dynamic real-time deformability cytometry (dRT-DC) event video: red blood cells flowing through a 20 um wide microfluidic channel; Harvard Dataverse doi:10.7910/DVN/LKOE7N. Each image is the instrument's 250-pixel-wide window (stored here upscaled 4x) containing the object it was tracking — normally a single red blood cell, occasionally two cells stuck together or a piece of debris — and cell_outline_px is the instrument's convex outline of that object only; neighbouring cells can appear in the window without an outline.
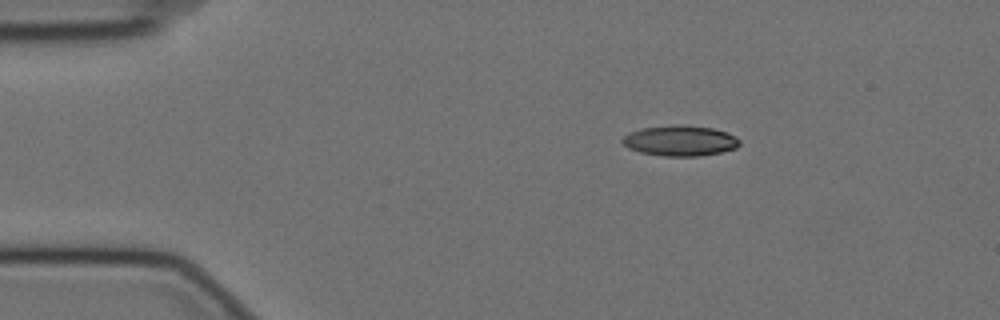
{"species": "Egyptian fruit bat (a non-hibernating species)", "species_latin": "Rousettus aegyptiacus", "temperature_condition": "cold", "stored_images_in_passage": 49, "camera_frame_rate_fps": 3000, "um_per_image_px": 0.085, "animal": {"sex": "female"}, "frame": {"image": 1, "passage_image": 1, "time_ms": 0.0, "image_size_px": [1000, 320], "cell_outline_px": [[740, 144], [736, 148], [720, 152], [700, 156], [664, 156], [640, 152], [628, 148], [620, 140], [628, 132], [640, 128], [676, 124], [688, 124], [712, 128], [728, 132], [736, 136], [740, 140]], "centroid_in_image_um": [57.81, 11.94], "position_along_channel_um": 27.2, "area_um2": 21.15}}
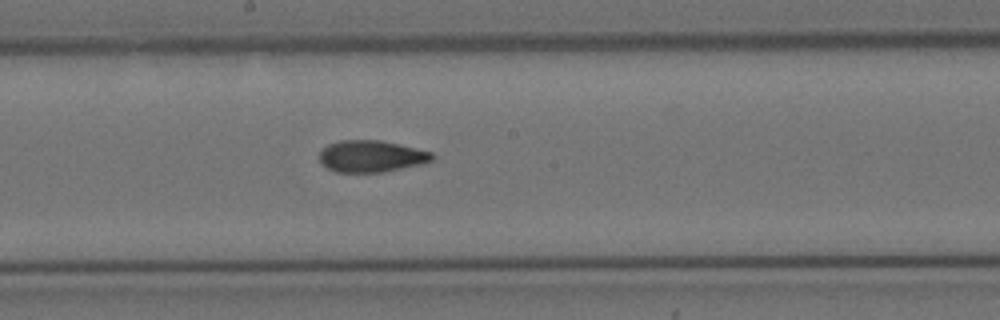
{"frame": {"image": 2, "passage_image": 22, "time_ms": 7.0, "image_size_px": [1000, 320], "cell_outline_px": [[436, 156], [432, 160], [420, 164], [384, 172], [336, 172], [328, 168], [320, 160], [320, 152], [328, 144], [340, 140], [380, 140], [432, 152]], "centroid_in_image_um": [31.56, 13.28], "position_along_channel_um": 216.6, "area_um2": 20.63}}
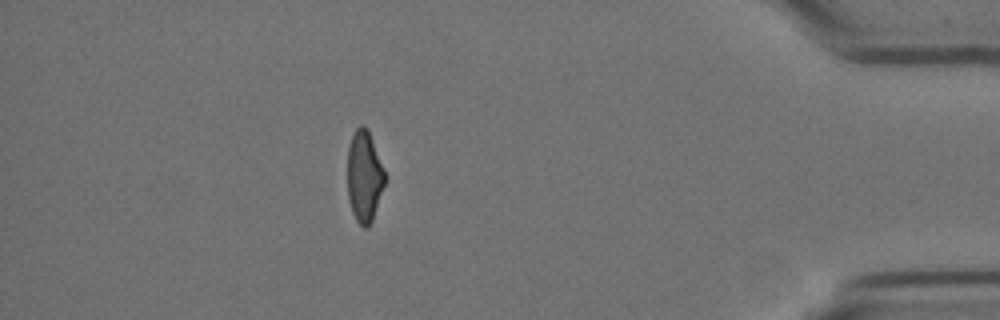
{"frame": {"image": 3, "passage_image": 42, "time_ms": 13.667, "image_size_px": [1000, 320], "cell_outline_px": [[384, 184], [372, 220], [368, 228], [364, 228], [356, 220], [352, 212], [348, 196], [348, 148], [352, 136], [356, 128], [360, 124], [364, 124], [368, 128], [384, 168]], "centroid_in_image_um": [30.96, 14.95], "position_along_channel_um": 404.2, "area_um2": 19.77}, "authors_computed_cell_mechanics": {"area_um2": 21.0392, "velocity_mm_per_s": 3.5238, "shape_relaxation_time_tau1_ms": 10.1914, "shape_relaxation_time_tau2_ms": 2.9975, "deformation_change_tau1": 0.22, "deformation_change_tau2": 0.1015}}